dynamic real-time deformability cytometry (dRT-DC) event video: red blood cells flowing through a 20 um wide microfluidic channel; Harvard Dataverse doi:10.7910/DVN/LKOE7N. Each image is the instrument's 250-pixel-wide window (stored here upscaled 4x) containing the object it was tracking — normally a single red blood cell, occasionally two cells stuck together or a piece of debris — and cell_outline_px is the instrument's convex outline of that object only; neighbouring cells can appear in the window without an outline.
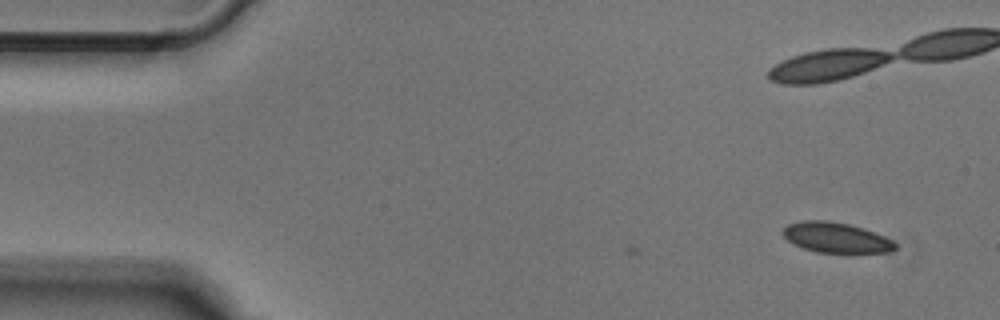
{"species": "Egyptian fruit bat (a non-hibernating species)", "species_latin": "Rousettus aegyptiacus", "temperature_condition": "cold", "stored_images_in_passage": 5, "camera_frame_rate_fps": 3000, "um_per_image_px": 0.085, "animal": {"sex": "male"}, "frame": {"image": 1, "passage_image": 1, "time_ms": 0.0, "image_size_px": [1000, 320], "cell_outline_px": [[896, 248], [892, 252], [816, 252], [804, 248], [788, 240], [784, 236], [784, 228], [788, 224], [804, 220], [828, 220], [848, 224], [864, 228], [884, 236], [892, 240], [896, 244]], "centroid_in_image_um": [71.09, 20.18], "position_along_channel_um": 13.9, "area_um2": 19.54}}